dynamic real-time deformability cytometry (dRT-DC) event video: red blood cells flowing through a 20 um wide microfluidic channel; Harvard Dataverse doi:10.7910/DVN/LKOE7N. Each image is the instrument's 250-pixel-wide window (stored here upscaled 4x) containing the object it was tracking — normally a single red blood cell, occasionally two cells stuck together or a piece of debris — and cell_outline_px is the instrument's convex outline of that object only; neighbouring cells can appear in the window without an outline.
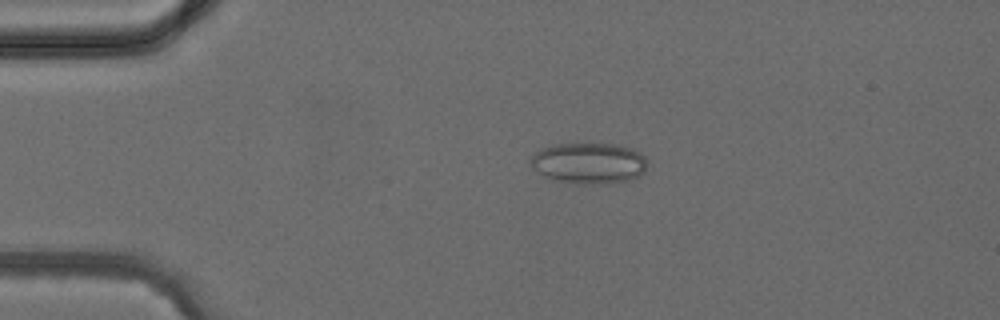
{"species": "common noctule bat (a hibernating species)", "species_latin": "Nyctalus noctula", "temperature_condition": "cold", "stored_images_in_passage": 3, "camera_frame_rate_fps": 3000, "um_per_image_px": 0.085, "animal": {"sex": "female", "body_mass_g": 24.6, "forearm_length_mm": 56.2}, "frame": {"image": 1, "passage_image": 1, "time_ms": 0.0, "image_size_px": [1000, 320], "cell_outline_px": [[644, 172], [640, 176], [628, 180], [604, 184], [576, 184], [552, 180], [544, 176], [532, 168], [528, 164], [528, 160], [540, 148], [556, 144], [616, 144], [636, 148], [644, 156]], "centroid_in_image_um": [50.01, 13.87], "position_along_channel_um": 35.0, "area_um2": 28.26}}